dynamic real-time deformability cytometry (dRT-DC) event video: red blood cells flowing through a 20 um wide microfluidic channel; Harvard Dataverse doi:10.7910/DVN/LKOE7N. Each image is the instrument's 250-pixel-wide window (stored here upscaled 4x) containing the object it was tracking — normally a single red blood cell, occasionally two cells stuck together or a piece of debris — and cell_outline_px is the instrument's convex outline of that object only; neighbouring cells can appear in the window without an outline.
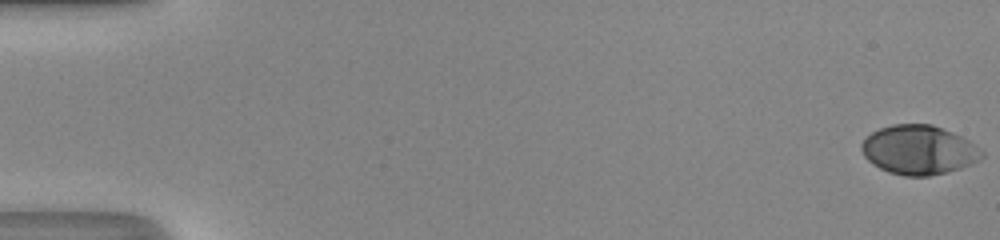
{"species": "human", "species_latin": "Homo sapiens", "temperature_condition": "room temperature", "stored_images_in_passage": 50, "camera_frame_rate_fps": 3000, "um_per_image_px": 0.085, "donor": {"sex": "male"}, "frame": {"image": 1, "passage_image": 1, "time_ms": 0.0, "image_size_px": [1000, 240], "cell_outline_px": [[984, 156], [980, 160], [972, 164], [948, 172], [928, 176], [904, 176], [888, 172], [872, 164], [864, 156], [860, 148], [860, 144], [872, 132], [880, 128], [892, 124], [932, 124], [952, 132], [968, 140], [984, 152]], "centroid_in_image_um": [78.09, 12.75], "position_along_channel_um": 6.9, "area_um2": 34.56}}
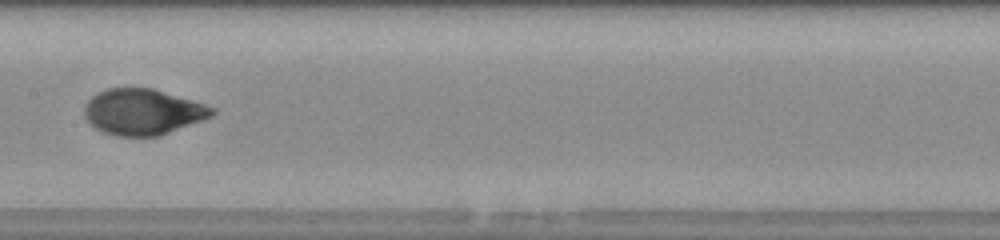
{"frame": {"image": 2, "passage_image": 27, "time_ms": 8.667, "image_size_px": [1000, 240], "cell_outline_px": [[216, 112], [212, 116], [204, 120], [160, 136], [116, 136], [104, 132], [96, 128], [84, 116], [84, 104], [96, 92], [108, 88], [152, 88], [204, 104], [216, 108]], "centroid_in_image_um": [12.14, 9.51], "position_along_channel_um": 195.3, "area_um2": 34.22}}
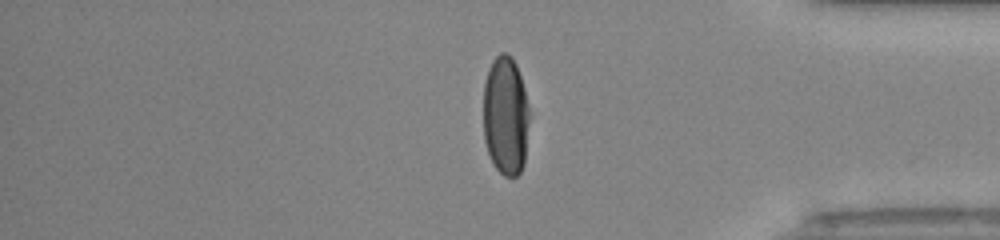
{"frame": {"image": 3, "passage_image": 42, "time_ms": 13.667, "image_size_px": [1000, 240], "cell_outline_px": [[528, 120], [524, 164], [520, 172], [516, 176], [504, 176], [496, 168], [488, 152], [484, 140], [484, 84], [488, 68], [492, 60], [500, 52], [508, 52], [512, 56], [516, 64], [524, 88], [528, 108]], "centroid_in_image_um": [42.96, 9.8], "position_along_channel_um": 392.2, "area_um2": 31.85}, "authors_computed_cell_mechanics": {"area_um2": 34.2176, "velocity_mm_per_s": 4.3548, "shape_relaxation_time_tau1_ms": 3.6911, "shape_relaxation_time_tau2_ms": null, "deformation_change_tau1": 0.196, "deformation_change_tau2": null}}